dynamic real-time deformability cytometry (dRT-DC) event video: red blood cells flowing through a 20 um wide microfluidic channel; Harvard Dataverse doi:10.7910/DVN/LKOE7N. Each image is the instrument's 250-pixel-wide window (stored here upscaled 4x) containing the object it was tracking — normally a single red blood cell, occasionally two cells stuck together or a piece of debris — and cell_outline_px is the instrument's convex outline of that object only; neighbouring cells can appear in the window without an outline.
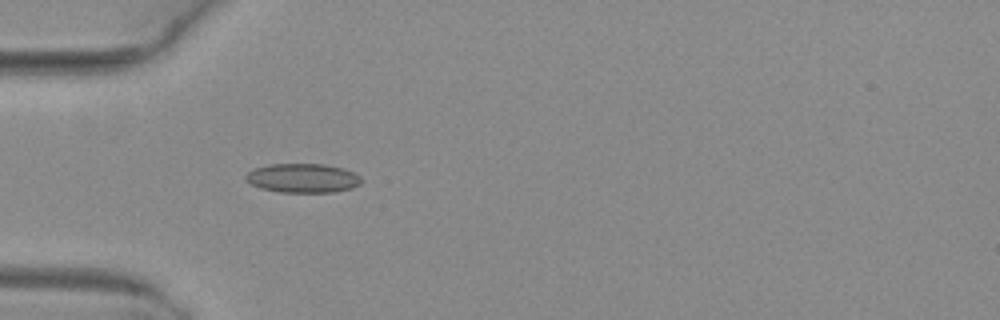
{"species": "common noctule bat (a hibernating species)", "species_latin": "Nyctalus noctula", "temperature_condition": "warm", "stored_images_in_passage": 2, "camera_frame_rate_fps": 3000, "um_per_image_px": 0.085, "animal": {"sex": "female", "body_mass_g": 29.2, "forearm_length_mm": 56.3}, "frame": {"image": 1, "passage_image": 2, "time_ms": 0.333, "image_size_px": [1000, 320], "cell_outline_px": [[360, 184], [352, 188], [336, 192], [280, 192], [260, 188], [244, 180], [244, 176], [252, 168], [268, 164], [324, 164], [344, 168], [360, 176]], "centroid_in_image_um": [25.7, 15.13], "position_along_channel_um": 59.3, "area_um2": 19.77}}